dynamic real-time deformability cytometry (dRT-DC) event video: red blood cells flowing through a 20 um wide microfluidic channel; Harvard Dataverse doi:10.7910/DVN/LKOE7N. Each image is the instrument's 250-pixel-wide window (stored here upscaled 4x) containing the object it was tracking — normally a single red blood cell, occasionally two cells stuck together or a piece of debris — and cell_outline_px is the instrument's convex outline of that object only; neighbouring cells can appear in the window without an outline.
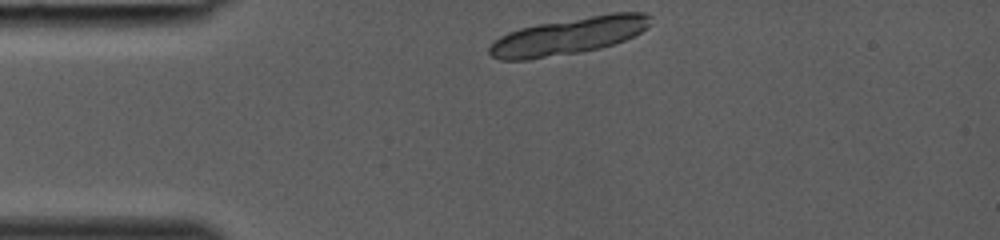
{"species": "common noctule bat (a hibernating species)", "species_latin": "Nyctalus noctula", "temperature_condition": "room temperature", "stored_images_in_passage": 28, "camera_frame_rate_fps": 3000, "um_per_image_px": 0.085, "animal": {"sex": "female", "body_mass_g": 19.0, "forearm_length_mm": 53.3}, "frame": {"image": 1, "passage_image": 1, "time_ms": 0.0, "image_size_px": [1000, 240], "cell_outline_px": [[652, 24], [648, 28], [624, 40], [600, 48], [580, 52], [528, 60], [500, 60], [492, 56], [488, 52], [488, 48], [500, 36], [508, 32], [520, 28], [536, 24], [612, 12], [644, 12], [652, 16]], "centroid_in_image_um": [48.36, 3.04], "position_along_channel_um": 36.6, "area_um2": 34.91}}
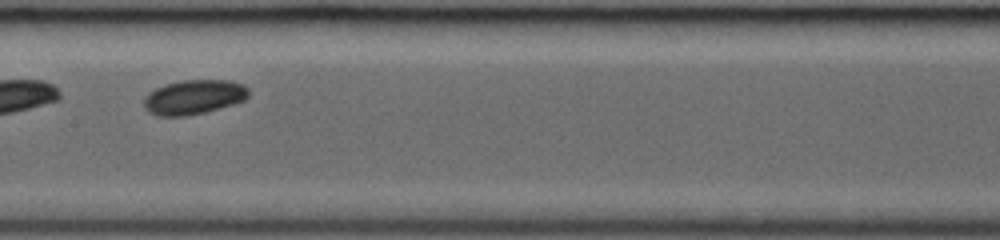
{"frame": {"image": 2, "passage_image": 13, "time_ms": 4.0, "image_size_px": [1000, 240], "cell_outline_px": [[248, 96], [244, 100], [232, 104], [204, 112], [184, 116], [156, 116], [148, 112], [144, 108], [144, 96], [148, 92], [164, 84], [184, 80], [228, 80], [244, 84], [248, 88]], "centroid_in_image_um": [16.43, 8.25], "position_along_channel_um": 191.0, "area_um2": 21.1}}